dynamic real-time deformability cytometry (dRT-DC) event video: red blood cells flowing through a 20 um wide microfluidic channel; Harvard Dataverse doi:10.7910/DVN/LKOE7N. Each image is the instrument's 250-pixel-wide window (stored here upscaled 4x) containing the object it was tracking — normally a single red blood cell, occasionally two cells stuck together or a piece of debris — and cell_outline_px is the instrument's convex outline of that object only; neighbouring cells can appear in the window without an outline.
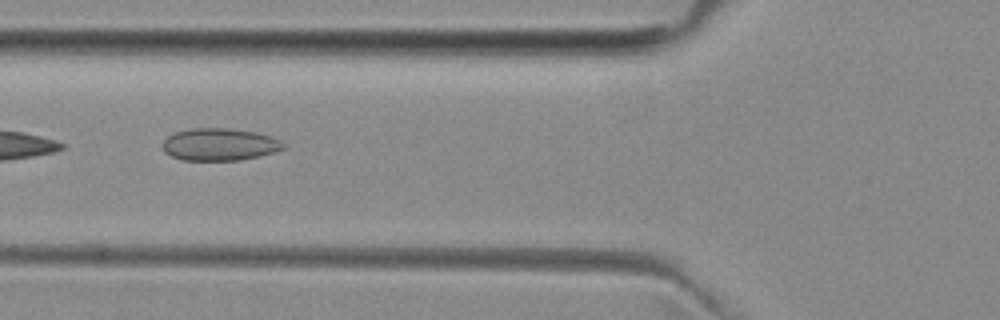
{"species": "common noctule bat (a hibernating species)", "species_latin": "Nyctalus noctula", "temperature_condition": "room temperature", "stored_images_in_passage": 4, "camera_frame_rate_fps": 3000, "um_per_image_px": 0.085, "animal": {"sex": "female", "body_mass_g": 29.2, "forearm_length_mm": 56.3}, "frame": {"image": 1, "passage_image": 2, "time_ms": 1.0, "image_size_px": [1000, 320], "cell_outline_px": [[284, 148], [276, 152], [260, 156], [240, 160], [180, 160], [164, 152], [160, 144], [168, 136], [176, 132], [192, 128], [228, 128], [256, 132], [280, 140], [284, 144]], "centroid_in_image_um": [18.63, 12.28], "position_along_channel_um": 107.2, "area_um2": 22.83}}
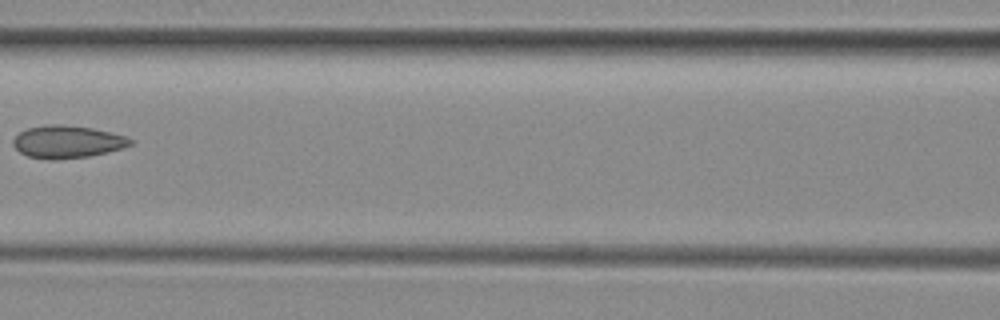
{"frame": {"image": 2, "passage_image": 3, "time_ms": 2.333, "image_size_px": [1000, 320], "cell_outline_px": [[132, 144], [124, 148], [88, 156], [56, 160], [48, 160], [28, 156], [20, 152], [12, 144], [12, 140], [20, 132], [28, 128], [48, 124], [60, 124], [92, 128], [112, 132], [124, 136], [132, 140]], "centroid_in_image_um": [5.7, 12.05], "position_along_channel_um": 160.9, "area_um2": 22.2}}
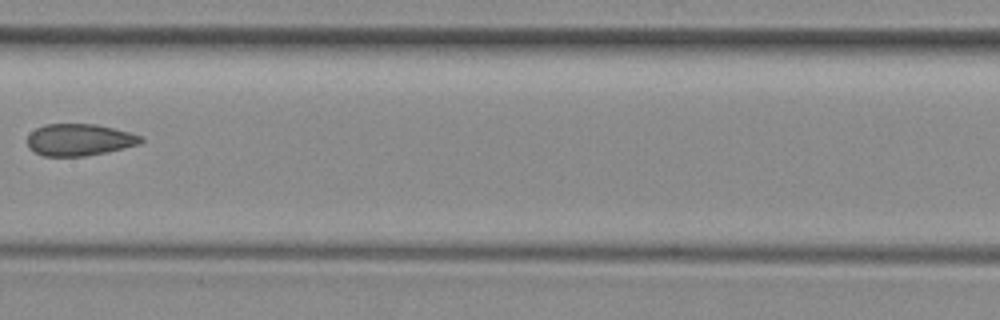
{"frame": {"image": 3, "passage_image": 4, "time_ms": 3.333, "image_size_px": [1000, 320], "cell_outline_px": [[144, 140], [140, 144], [108, 152], [84, 156], [44, 156], [28, 148], [28, 136], [36, 128], [44, 124], [96, 124], [128, 132], [140, 136]], "centroid_in_image_um": [6.74, 11.88], "position_along_channel_um": 200.7, "area_um2": 20.98}}